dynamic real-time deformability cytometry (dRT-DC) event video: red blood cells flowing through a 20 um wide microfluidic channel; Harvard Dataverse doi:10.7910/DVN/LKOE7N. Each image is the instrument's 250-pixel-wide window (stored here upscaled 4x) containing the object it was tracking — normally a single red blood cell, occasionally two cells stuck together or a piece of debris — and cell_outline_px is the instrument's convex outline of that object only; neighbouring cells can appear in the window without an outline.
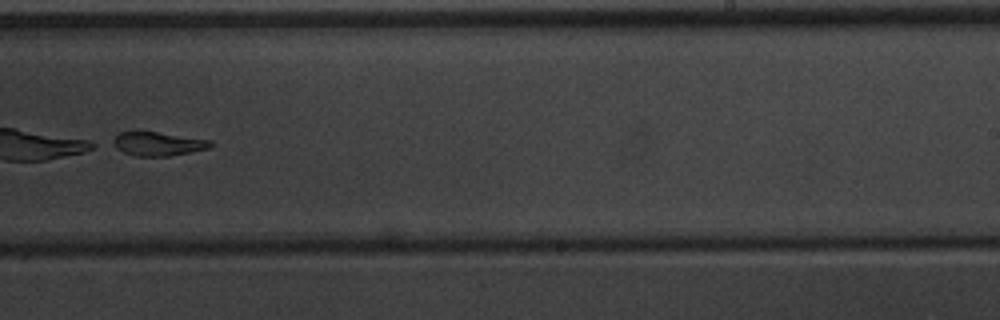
{"species": "common noctule bat (a hibernating species)", "species_latin": "Nyctalus noctula", "temperature_condition": "warm", "stored_images_in_passage": 49, "camera_frame_rate_fps": 3000, "um_per_image_px": 0.085, "animal": {"sex": "male", "body_mass_g": 20.1, "forearm_length_mm": 53.5}, "frame": {"image": 1, "passage_image": 32, "time_ms": 10.333, "image_size_px": [1000, 320], "cell_outline_px": [[212, 144], [208, 148], [192, 152], [168, 156], [136, 156], [124, 152], [108, 144], [120, 132], [156, 132], [212, 140]], "centroid_in_image_um": [13.39, 12.23], "position_along_channel_um": 275.6, "area_um2": 13.47}}